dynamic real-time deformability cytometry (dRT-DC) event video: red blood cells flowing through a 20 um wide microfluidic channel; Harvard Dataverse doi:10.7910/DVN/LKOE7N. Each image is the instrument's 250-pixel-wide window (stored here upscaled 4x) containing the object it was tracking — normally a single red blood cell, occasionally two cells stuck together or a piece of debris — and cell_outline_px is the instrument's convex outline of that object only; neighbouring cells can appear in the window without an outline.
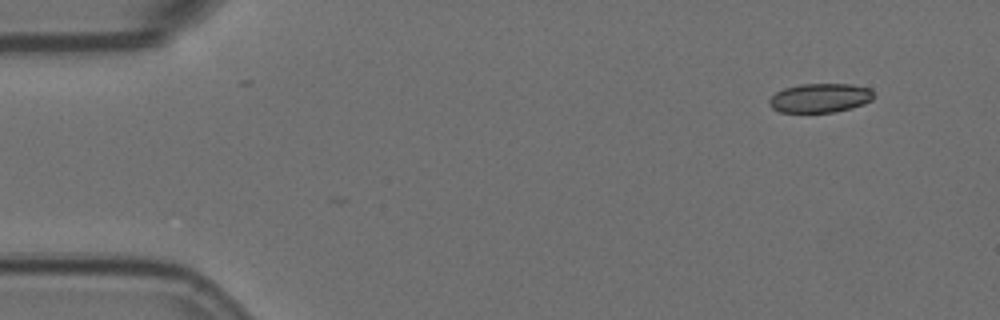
{"species": "Egyptian fruit bat (a non-hibernating species)", "species_latin": "Rousettus aegyptiacus", "temperature_condition": "room temperature", "stored_images_in_passage": 4, "camera_frame_rate_fps": 3000, "um_per_image_px": 0.085, "animal": {"sex": "female"}, "frame": {"image": 1, "passage_image": 1, "time_ms": 0.0, "image_size_px": [1000, 320], "cell_outline_px": [[876, 96], [872, 100], [864, 104], [852, 108], [836, 112], [780, 112], [772, 108], [768, 104], [768, 100], [776, 92], [784, 88], [800, 84], [852, 84], [868, 88]], "centroid_in_image_um": [69.71, 8.33], "position_along_channel_um": 15.3, "area_um2": 17.86}}